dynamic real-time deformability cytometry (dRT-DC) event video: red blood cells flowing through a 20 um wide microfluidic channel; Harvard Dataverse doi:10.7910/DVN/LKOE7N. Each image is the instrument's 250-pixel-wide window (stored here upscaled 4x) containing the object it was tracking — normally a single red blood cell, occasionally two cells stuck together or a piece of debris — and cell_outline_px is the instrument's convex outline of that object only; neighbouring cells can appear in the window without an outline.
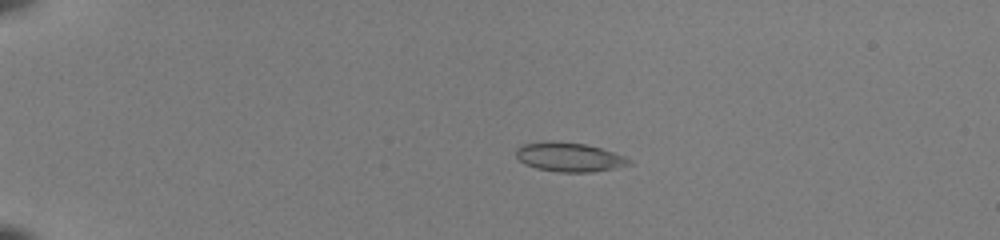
{"species": "common noctule bat (a hibernating species)", "species_latin": "Nyctalus noctula", "temperature_condition": "room temperature", "stored_images_in_passage": 53, "camera_frame_rate_fps": 3000, "um_per_image_px": 0.085, "animal": {"sex": "female", "body_mass_g": 22.0, "forearm_length_mm": 56.7}, "frame": {"image": 1, "passage_image": 14, "time_ms": 4.333, "image_size_px": [1000, 240], "cell_outline_px": [[632, 164], [616, 168], [592, 172], [556, 172], [536, 168], [524, 164], [516, 156], [516, 148], [520, 144], [544, 140], [552, 140], [584, 144], [600, 148], [624, 156], [632, 160]], "centroid_in_image_um": [48.34, 13.34], "position_along_channel_um": 36.7, "area_um2": 19.48}}
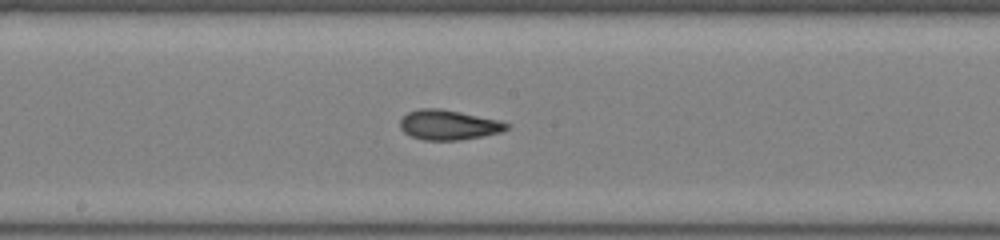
{"frame": {"image": 2, "passage_image": 32, "time_ms": 10.333, "image_size_px": [1000, 240], "cell_outline_px": [[512, 124], [508, 128], [500, 132], [460, 140], [424, 140], [412, 136], [404, 132], [400, 128], [400, 120], [408, 112], [420, 108], [440, 108], [500, 120]], "centroid_in_image_um": [38.13, 10.61], "position_along_channel_um": 210.1, "area_um2": 18.5}}
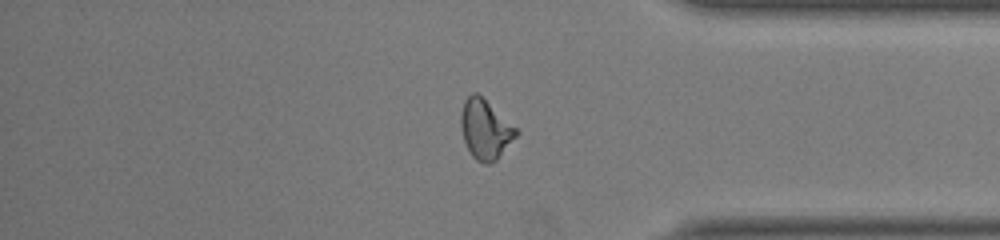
{"frame": {"image": 3, "passage_image": 46, "time_ms": 15.0, "image_size_px": [1000, 240], "cell_outline_px": [[520, 132], [496, 160], [488, 164], [484, 164], [476, 160], [472, 156], [464, 140], [460, 124], [460, 112], [464, 100], [472, 92], [476, 92], [516, 128]], "centroid_in_image_um": [41.22, 11.0], "position_along_channel_um": 394.0, "area_um2": 18.9}, "authors_computed_cell_mechanics": {"area_um2": 18.6694, "velocity_mm_per_s": 4.1048, "shape_relaxation_time_tau1_ms": 8.3248, "shape_relaxation_time_tau2_ms": 1.2929, "deformation_change_tau1": 0.2534, "deformation_change_tau2": 0.0854}}